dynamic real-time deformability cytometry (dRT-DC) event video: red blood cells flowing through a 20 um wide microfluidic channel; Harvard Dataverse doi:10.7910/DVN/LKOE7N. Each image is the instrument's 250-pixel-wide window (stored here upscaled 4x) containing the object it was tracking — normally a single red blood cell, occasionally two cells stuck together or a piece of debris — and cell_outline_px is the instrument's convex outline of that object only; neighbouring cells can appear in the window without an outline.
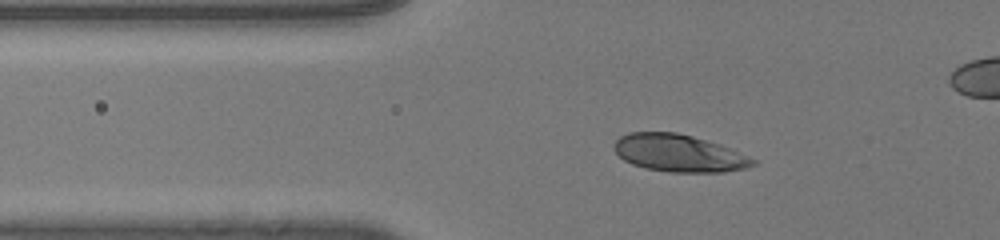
{"species": "human", "species_latin": "Homo sapiens", "temperature_condition": "room temperature", "stored_images_in_passage": 48, "camera_frame_rate_fps": 3000, "um_per_image_px": 0.085, "donor": {"sex": "male"}, "frame": {"image": 1, "passage_image": 16, "time_ms": 5.0, "image_size_px": [1000, 240], "cell_outline_px": [[756, 164], [744, 168], [724, 172], [668, 172], [644, 168], [632, 164], [624, 160], [612, 148], [612, 144], [620, 136], [628, 132], [676, 132], [692, 136], [720, 144], [748, 156], [756, 160]], "centroid_in_image_um": [57.66, 13.01], "position_along_channel_um": 68.1, "area_um2": 30.23}}
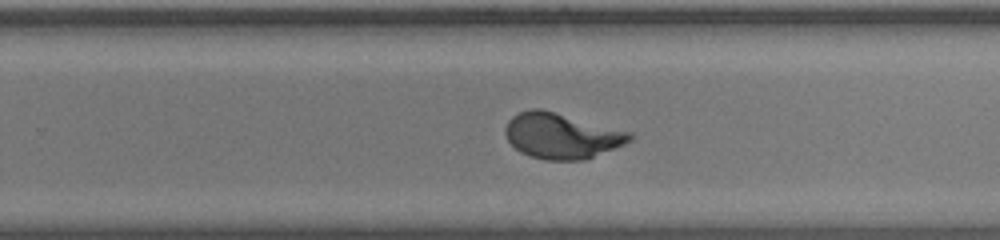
{"frame": {"image": 2, "passage_image": 33, "time_ms": 10.667, "image_size_px": [1000, 240], "cell_outline_px": [[636, 136], [632, 140], [624, 144], [584, 160], [544, 160], [520, 152], [508, 140], [504, 132], [504, 128], [508, 120], [512, 116], [520, 112], [532, 108], [540, 108], [632, 132]], "centroid_in_image_um": [47.74, 11.54], "position_along_channel_um": 282.1, "area_um2": 33.0}}
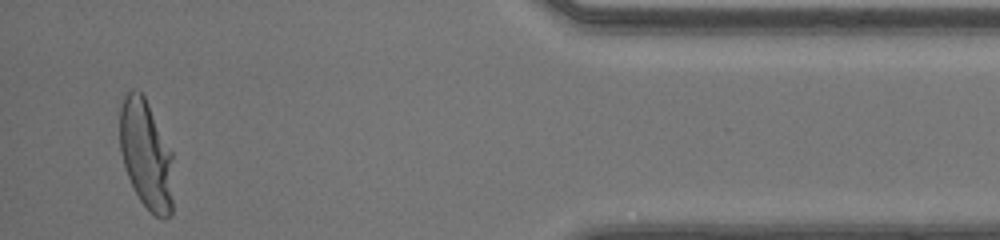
{"frame": {"image": 3, "passage_image": 46, "time_ms": 15.0, "image_size_px": [1000, 240], "cell_outline_px": [[172, 212], [164, 220], [160, 220], [140, 200], [128, 176], [120, 152], [120, 108], [124, 96], [132, 88], [140, 92], [144, 96], [172, 152]], "centroid_in_image_um": [12.42, 13.14], "position_along_channel_um": 422.8, "area_um2": 33.7}}